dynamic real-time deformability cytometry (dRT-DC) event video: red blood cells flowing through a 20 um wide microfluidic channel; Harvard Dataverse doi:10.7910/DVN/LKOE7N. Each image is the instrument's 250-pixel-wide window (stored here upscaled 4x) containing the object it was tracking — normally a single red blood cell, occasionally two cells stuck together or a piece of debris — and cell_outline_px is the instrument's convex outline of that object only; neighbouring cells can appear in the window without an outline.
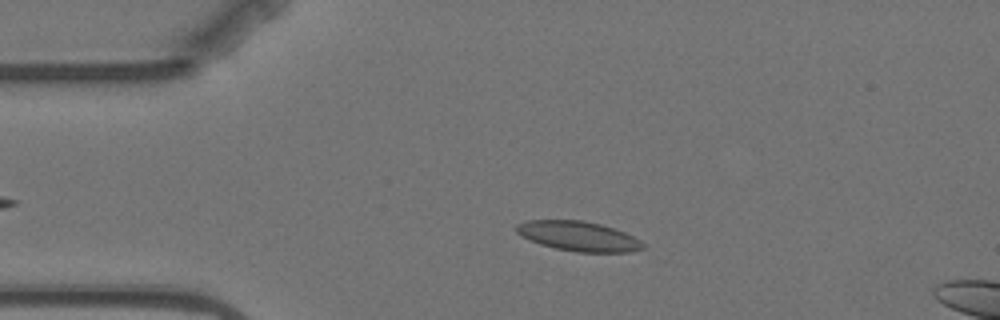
{"species": "Egyptian fruit bat (a non-hibernating species)", "species_latin": "Rousettus aegyptiacus", "temperature_condition": "warm", "stored_images_in_passage": 3, "camera_frame_rate_fps": 3000, "um_per_image_px": 0.085, "animal": {"sex": "female"}, "frame": {"image": 1, "passage_image": 2, "time_ms": 2.0, "image_size_px": [1000, 320], "cell_outline_px": [[644, 248], [628, 252], [576, 252], [556, 248], [540, 244], [516, 232], [512, 228], [516, 224], [528, 220], [584, 220], [600, 224], [624, 232], [640, 240], [644, 244]], "centroid_in_image_um": [49.14, 20.07], "position_along_channel_um": 35.9, "area_um2": 21.79}}